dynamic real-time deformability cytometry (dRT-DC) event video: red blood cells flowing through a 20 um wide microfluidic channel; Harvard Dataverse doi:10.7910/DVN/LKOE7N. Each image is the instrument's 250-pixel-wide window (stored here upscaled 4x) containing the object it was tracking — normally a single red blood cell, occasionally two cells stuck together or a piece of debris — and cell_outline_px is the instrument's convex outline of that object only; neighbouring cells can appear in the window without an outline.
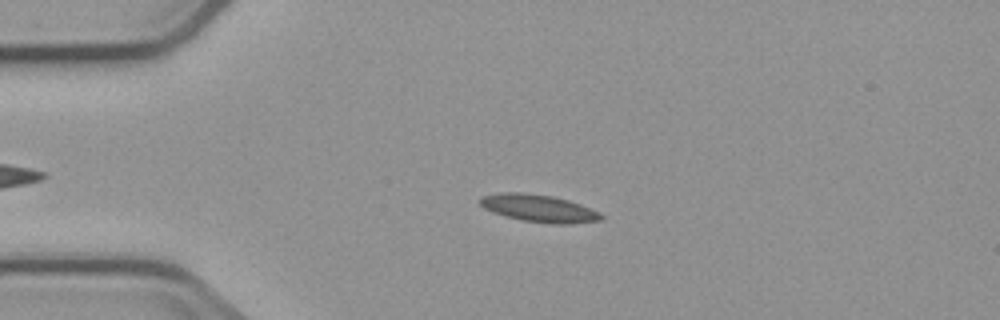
{"species": "common noctule bat (a hibernating species)", "species_latin": "Nyctalus noctula", "temperature_condition": "cold", "stored_images_in_passage": 4, "camera_frame_rate_fps": 3000, "um_per_image_px": 0.085, "animal": {"sex": "male", "body_mass_g": 23.1, "forearm_length_mm": 52.7}, "frame": {"image": 1, "passage_image": 3, "time_ms": 2.667, "image_size_px": [1000, 320], "cell_outline_px": [[604, 220], [568, 224], [556, 224], [524, 220], [492, 212], [484, 208], [480, 204], [480, 200], [484, 196], [504, 192], [520, 192], [552, 196], [568, 200], [580, 204], [600, 212], [604, 216]], "centroid_in_image_um": [45.86, 17.71], "position_along_channel_um": 39.1, "area_um2": 19.07}}